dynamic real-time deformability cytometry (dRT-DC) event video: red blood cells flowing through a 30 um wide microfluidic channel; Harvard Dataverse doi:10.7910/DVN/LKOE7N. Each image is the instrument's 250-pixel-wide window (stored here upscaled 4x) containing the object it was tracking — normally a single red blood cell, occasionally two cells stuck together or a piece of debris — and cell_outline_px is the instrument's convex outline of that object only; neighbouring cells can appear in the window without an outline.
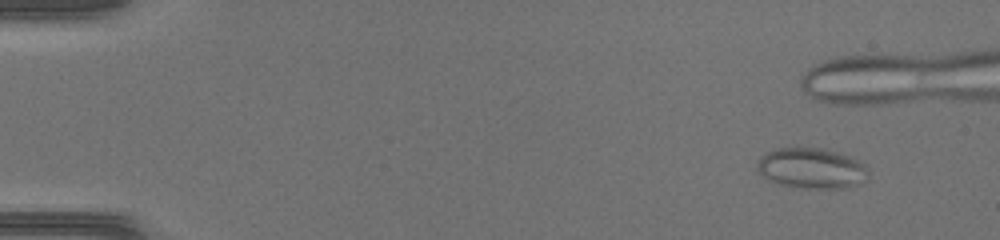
{"species": "common noctule bat (a hibernating species)", "species_latin": "Nyctalus noctula", "temperature_condition": "warm", "stored_images_in_passage": 48, "camera_frame_rate_fps": 3000, "um_per_image_px": 0.085, "animal": {"sex": "female", "body_mass_g": 17.0, "forearm_length_mm": 48.0}, "frame": {"image": 1, "passage_image": 5, "time_ms": 1.333, "image_size_px": [1000, 240], "cell_outline_px": [[868, 180], [860, 184], [848, 188], [800, 188], [780, 184], [768, 180], [756, 168], [756, 164], [760, 156], [776, 148], [820, 148], [836, 152], [848, 156], [868, 164]], "centroid_in_image_um": [69.03, 14.32], "position_along_channel_um": 16.0, "area_um2": 26.53}}
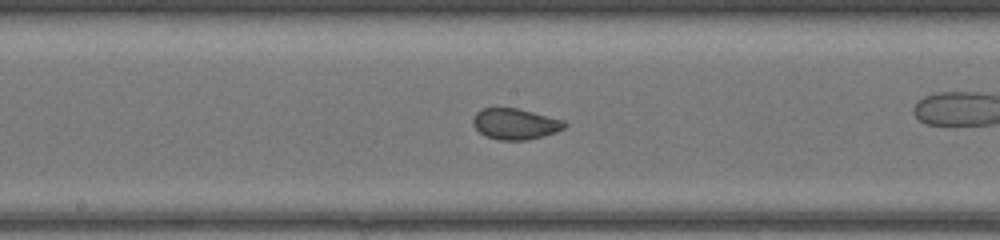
{"frame": {"image": 2, "passage_image": 26, "time_ms": 8.333, "image_size_px": [1000, 240], "cell_outline_px": [[568, 124], [564, 128], [556, 132], [544, 136], [528, 140], [500, 140], [484, 136], [472, 124], [472, 120], [476, 112], [484, 108], [516, 108], [564, 120]], "centroid_in_image_um": [43.79, 10.54], "position_along_channel_um": 204.4, "area_um2": 16.53}}
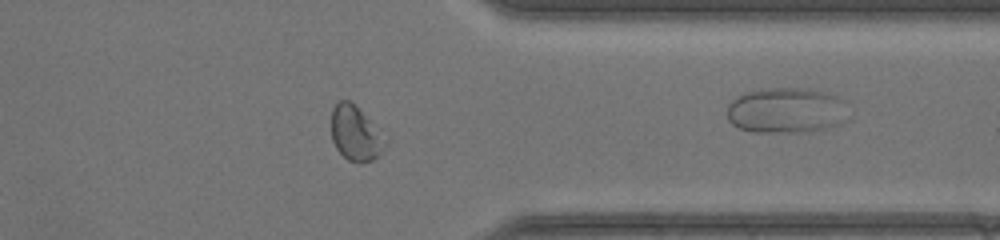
{"frame": {"image": 3, "passage_image": 38, "time_ms": 12.333, "image_size_px": [1000, 240], "cell_outline_px": [[388, 140], [380, 156], [372, 160], [360, 164], [348, 160], [336, 148], [332, 140], [332, 108], [340, 100], [348, 100]], "centroid_in_image_um": [30.22, 11.41], "position_along_channel_um": 381.2, "area_um2": 16.82}}